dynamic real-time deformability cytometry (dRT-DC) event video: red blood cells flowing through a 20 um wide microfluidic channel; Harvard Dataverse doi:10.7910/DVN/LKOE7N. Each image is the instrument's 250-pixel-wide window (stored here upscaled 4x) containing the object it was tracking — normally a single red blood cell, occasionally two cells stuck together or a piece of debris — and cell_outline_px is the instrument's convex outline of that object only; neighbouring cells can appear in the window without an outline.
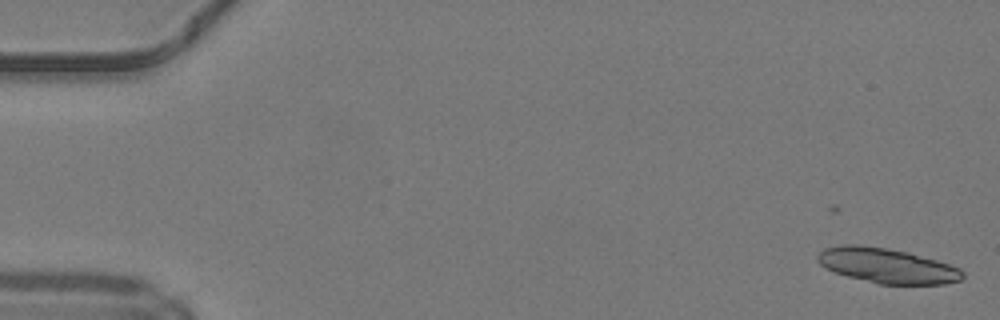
{"species": "common noctule bat (a hibernating species)", "species_latin": "Nyctalus noctula", "temperature_condition": "warm", "stored_images_in_passage": 6, "camera_frame_rate_fps": 3000, "um_per_image_px": 0.085, "animal": {"sex": "male", "body_mass_g": 19.2, "forearm_length_mm": 51.8}, "frame": {"image": 1, "passage_image": 1, "time_ms": 0.0, "image_size_px": [1000, 320], "cell_outline_px": [[964, 276], [960, 280], [944, 284], [880, 284], [848, 276], [836, 272], [820, 264], [816, 260], [816, 256], [824, 248], [844, 244], [860, 244], [908, 252], [936, 260], [960, 268], [964, 272]], "centroid_in_image_um": [75.4, 22.57], "position_along_channel_um": 9.6, "area_um2": 29.3}}